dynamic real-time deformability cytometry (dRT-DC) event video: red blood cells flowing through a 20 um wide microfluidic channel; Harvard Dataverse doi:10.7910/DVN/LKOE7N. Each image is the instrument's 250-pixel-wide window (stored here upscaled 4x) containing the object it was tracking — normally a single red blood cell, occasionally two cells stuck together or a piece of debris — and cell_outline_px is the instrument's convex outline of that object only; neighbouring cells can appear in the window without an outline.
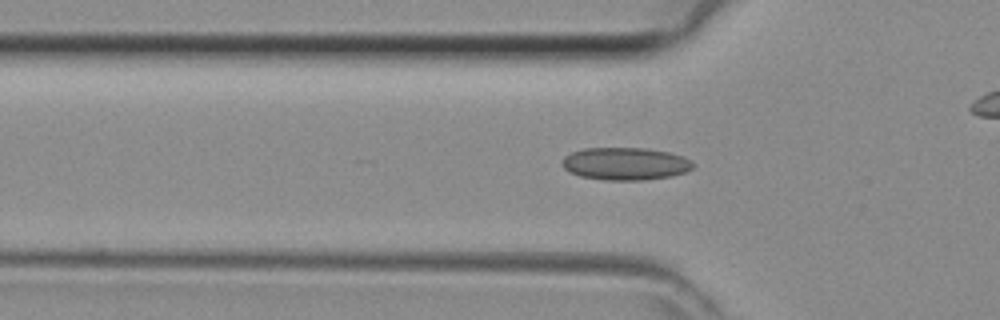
{"species": "common noctule bat (a hibernating species)", "species_latin": "Nyctalus noctula", "temperature_condition": "room temperature", "stored_images_in_passage": 31, "camera_frame_rate_fps": 3000, "um_per_image_px": 0.085, "animal": {"sex": "female", "body_mass_g": 29.2, "forearm_length_mm": 56.3}, "frame": {"image": 1, "passage_image": 3, "time_ms": 0.667, "image_size_px": [1000, 320], "cell_outline_px": [[696, 164], [692, 168], [684, 172], [672, 176], [644, 180], [604, 180], [580, 176], [564, 168], [564, 156], [572, 152], [584, 148], [648, 148], [668, 152], [684, 156], [692, 160]], "centroid_in_image_um": [53.21, 13.91], "position_along_channel_um": 72.6, "area_um2": 24.85}}
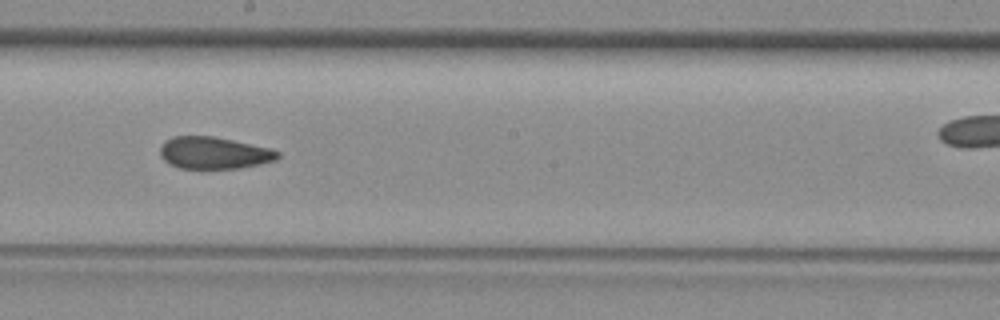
{"frame": {"image": 2, "passage_image": 13, "time_ms": 4.0, "image_size_px": [1000, 320], "cell_outline_px": [[280, 156], [276, 160], [240, 168], [180, 168], [164, 160], [160, 156], [160, 148], [164, 140], [172, 136], [212, 136], [272, 148], [280, 152]], "centroid_in_image_um": [18.19, 12.98], "position_along_channel_um": 230.0, "area_um2": 21.91}}
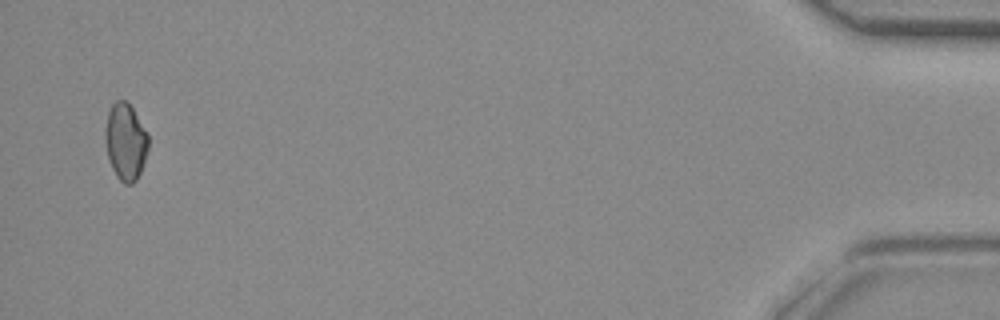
{"frame": {"image": 3, "passage_image": 30, "time_ms": 9.667, "image_size_px": [1000, 320], "cell_outline_px": [[148, 148], [144, 164], [136, 180], [132, 184], [124, 184], [116, 176], [112, 168], [108, 156], [104, 140], [104, 132], [108, 112], [112, 104], [116, 100], [124, 100], [132, 108], [148, 136]], "centroid_in_image_um": [10.65, 12.07], "position_along_channel_um": 424.5, "area_um2": 19.19}}